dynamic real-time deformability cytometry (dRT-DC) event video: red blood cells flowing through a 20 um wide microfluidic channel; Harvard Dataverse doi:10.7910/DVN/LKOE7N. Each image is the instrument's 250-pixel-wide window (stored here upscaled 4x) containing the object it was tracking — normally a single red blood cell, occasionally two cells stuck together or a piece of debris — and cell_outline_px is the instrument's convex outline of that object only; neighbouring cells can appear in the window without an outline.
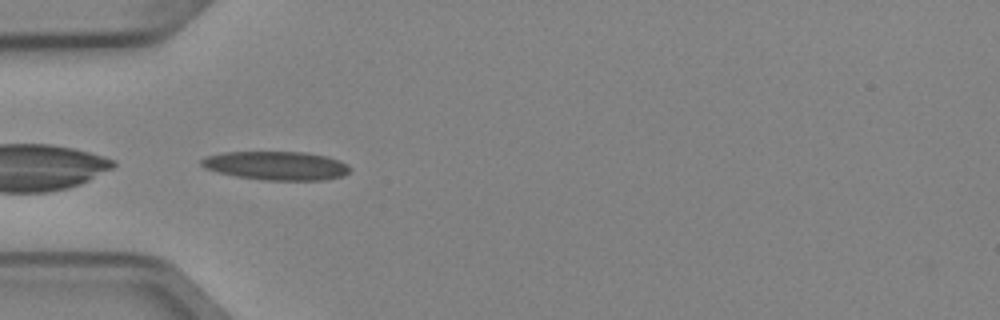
{"species": "Egyptian fruit bat (a non-hibernating species)", "species_latin": "Rousettus aegyptiacus", "temperature_condition": "cold", "stored_images_in_passage": 5, "camera_frame_rate_fps": 3000, "um_per_image_px": 0.085, "animal": {"sex": "female"}, "frame": {"image": 1, "passage_image": 3, "time_ms": 0.667, "image_size_px": [1000, 320], "cell_outline_px": [[352, 168], [344, 176], [324, 180], [264, 180], [236, 176], [204, 168], [200, 164], [200, 160], [204, 156], [224, 152], [304, 152], [328, 156], [340, 160], [348, 164]], "centroid_in_image_um": [23.51, 14.07], "position_along_channel_um": 61.5, "area_um2": 25.03}}
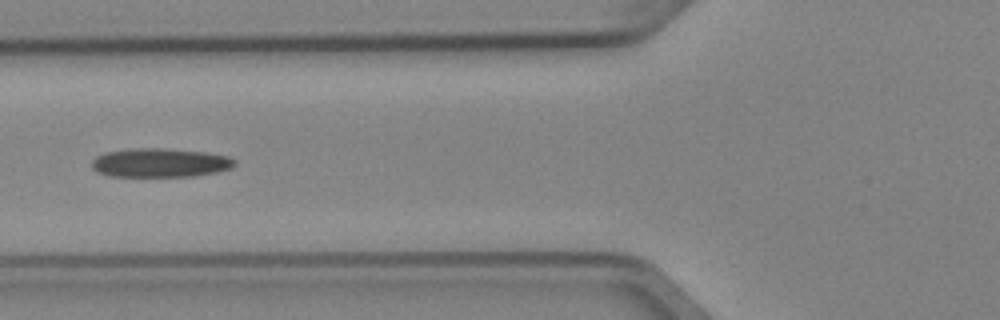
{"frame": {"image": 2, "passage_image": 4, "time_ms": 1.0, "image_size_px": [1000, 320], "cell_outline_px": [[236, 164], [232, 168], [216, 172], [192, 176], [108, 176], [92, 168], [92, 160], [96, 156], [104, 152], [136, 148], [164, 148], [204, 152], [228, 156], [236, 160]], "centroid_in_image_um": [13.62, 13.83], "position_along_channel_um": 112.2, "area_um2": 24.04}}
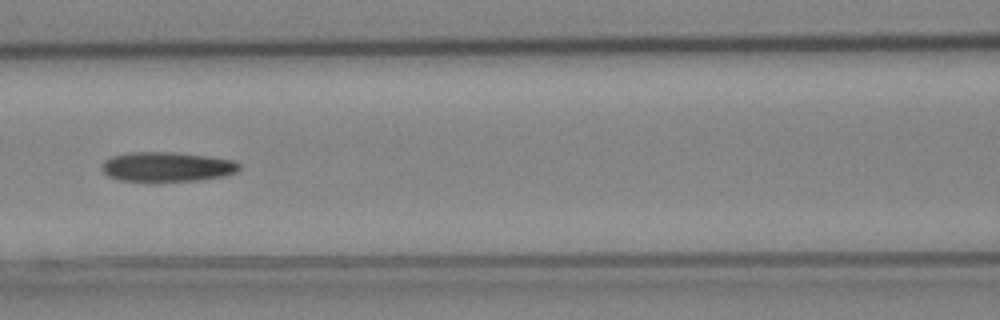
{"frame": {"image": 3, "passage_image": 5, "time_ms": 1.333, "image_size_px": [1000, 320], "cell_outline_px": [[240, 168], [236, 172], [224, 176], [196, 180], [120, 180], [108, 176], [104, 172], [104, 160], [112, 156], [132, 152], [172, 152], [208, 156], [232, 160], [240, 164]], "centroid_in_image_um": [14.22, 14.16], "position_along_channel_um": 152.4, "area_um2": 23.18}}